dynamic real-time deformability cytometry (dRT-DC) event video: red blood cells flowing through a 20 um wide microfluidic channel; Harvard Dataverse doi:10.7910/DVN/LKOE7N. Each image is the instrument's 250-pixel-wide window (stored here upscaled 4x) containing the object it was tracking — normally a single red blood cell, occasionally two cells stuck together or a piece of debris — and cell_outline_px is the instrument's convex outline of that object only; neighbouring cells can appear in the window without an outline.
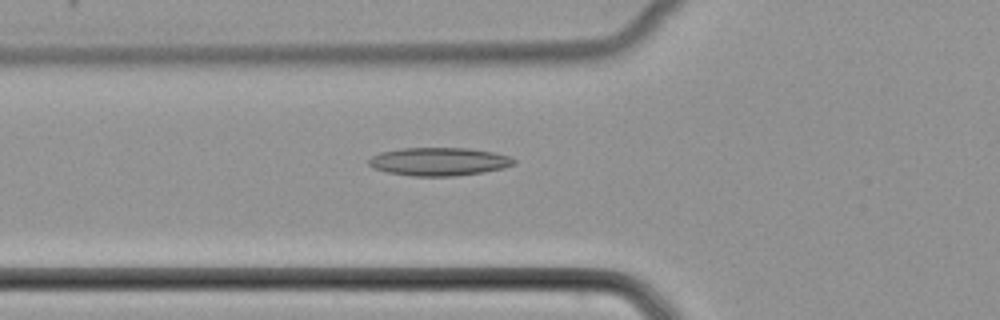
{"species": "common noctule bat (a hibernating species)", "species_latin": "Nyctalus noctula", "temperature_condition": "cold", "stored_images_in_passage": 39, "camera_frame_rate_fps": 3000, "um_per_image_px": 0.085, "animal": {"sex": "female", "body_mass_g": 22.7, "forearm_length_mm": 54.2}, "frame": {"image": 1, "passage_image": 7, "time_ms": 2.0, "image_size_px": [1000, 320], "cell_outline_px": [[516, 164], [504, 168], [484, 172], [456, 176], [412, 176], [388, 172], [372, 168], [368, 164], [368, 160], [372, 156], [380, 152], [400, 148], [468, 148], [496, 152], [508, 156], [516, 160]], "centroid_in_image_um": [37.33, 13.73], "position_along_channel_um": 88.5, "area_um2": 24.04}}
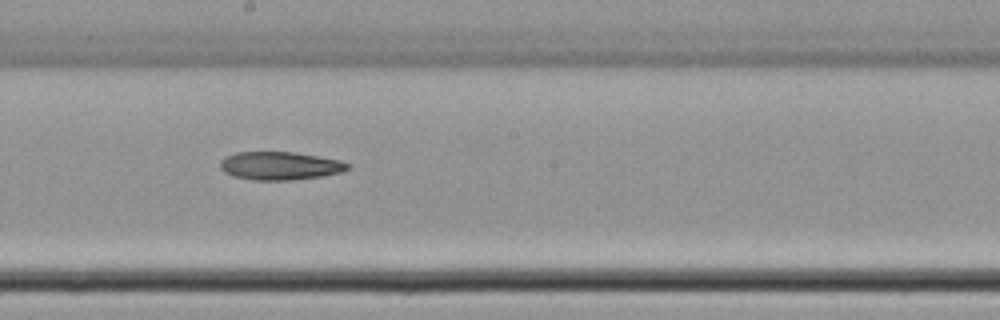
{"frame": {"image": 2, "passage_image": 17, "time_ms": 5.333, "image_size_px": [1000, 320], "cell_outline_px": [[352, 168], [340, 172], [320, 176], [292, 180], [252, 180], [232, 176], [224, 172], [220, 168], [220, 160], [224, 156], [236, 152], [292, 152], [320, 156], [340, 160], [352, 164]], "centroid_in_image_um": [23.79, 14.09], "position_along_channel_um": 224.4, "area_um2": 21.15}}
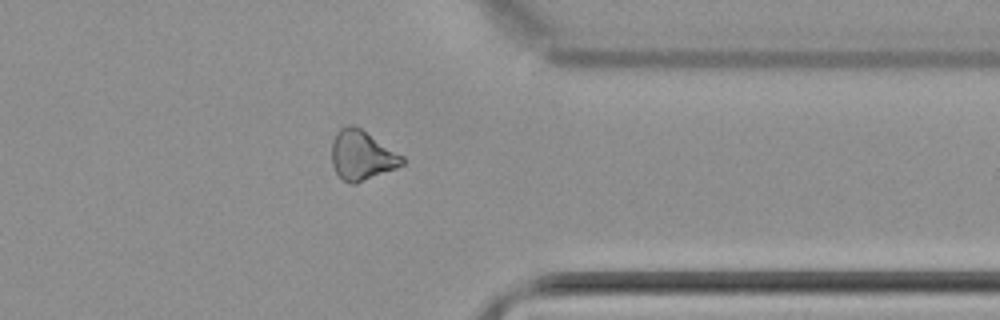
{"frame": {"image": 3, "passage_image": 29, "time_ms": 9.333, "image_size_px": [1000, 320], "cell_outline_px": [[404, 164], [396, 168], [356, 184], [352, 184], [344, 180], [336, 172], [332, 164], [332, 140], [336, 132], [344, 124], [352, 124], [360, 128], [404, 156]], "centroid_in_image_um": [30.74, 13.19], "position_along_channel_um": 380.7, "area_um2": 20.4}}